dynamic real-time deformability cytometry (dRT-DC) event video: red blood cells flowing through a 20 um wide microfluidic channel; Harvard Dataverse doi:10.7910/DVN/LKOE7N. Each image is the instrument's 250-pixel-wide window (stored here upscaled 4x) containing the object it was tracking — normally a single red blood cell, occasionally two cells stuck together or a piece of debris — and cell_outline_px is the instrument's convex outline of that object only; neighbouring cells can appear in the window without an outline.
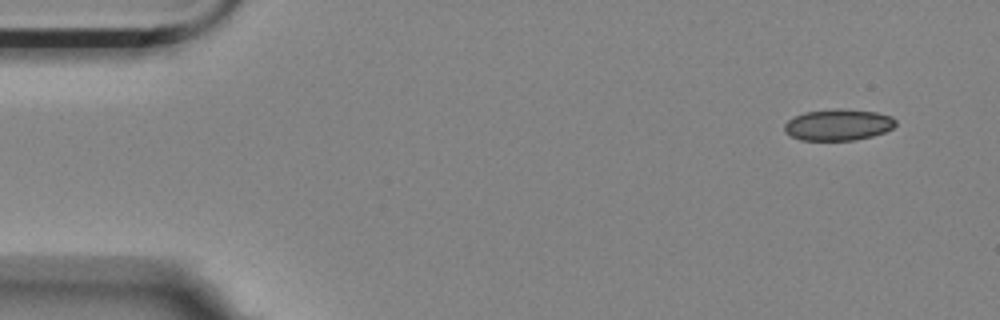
{"species": "Egyptian fruit bat (a non-hibernating species)", "species_latin": "Rousettus aegyptiacus", "temperature_condition": "room temperature", "stored_images_in_passage": 4, "camera_frame_rate_fps": 3000, "um_per_image_px": 0.085, "animal": {"sex": "female"}, "frame": {"image": 1, "passage_image": 1, "time_ms": 0.0, "image_size_px": [1000, 320], "cell_outline_px": [[896, 124], [892, 128], [884, 132], [872, 136], [852, 140], [800, 140], [784, 132], [784, 124], [788, 120], [804, 112], [836, 108], [840, 108], [876, 112], [892, 116], [896, 120]], "centroid_in_image_um": [71.24, 10.6], "position_along_channel_um": 13.8, "area_um2": 20.35}}
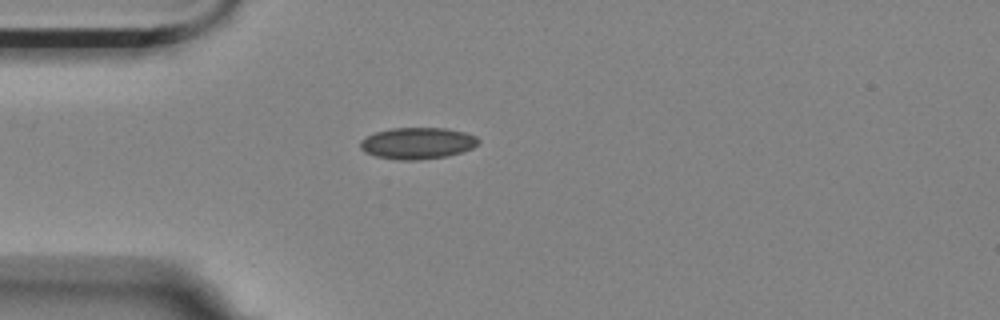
{"frame": {"image": 2, "passage_image": 4, "time_ms": 1.0, "image_size_px": [1000, 320], "cell_outline_px": [[480, 140], [472, 148], [448, 156], [416, 160], [400, 160], [376, 156], [364, 152], [360, 148], [360, 140], [376, 132], [392, 128], [444, 128], [464, 132], [476, 136]], "centroid_in_image_um": [35.47, 12.17], "position_along_channel_um": 49.5, "area_um2": 21.56}}